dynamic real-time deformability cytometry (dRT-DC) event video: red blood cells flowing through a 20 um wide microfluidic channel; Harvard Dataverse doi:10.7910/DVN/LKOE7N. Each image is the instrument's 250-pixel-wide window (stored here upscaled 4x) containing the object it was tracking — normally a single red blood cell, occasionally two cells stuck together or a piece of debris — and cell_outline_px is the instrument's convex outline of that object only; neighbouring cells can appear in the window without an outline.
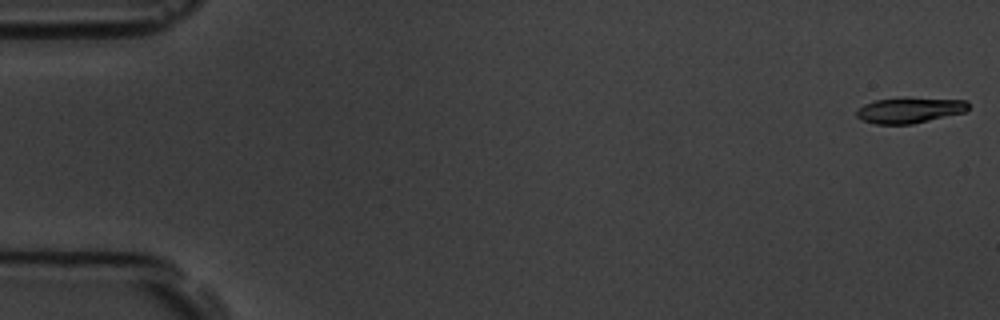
{"species": "common noctule bat (a hibernating species)", "species_latin": "Nyctalus noctula", "temperature_condition": "room temperature", "stored_images_in_passage": 5, "camera_frame_rate_fps": 3000, "um_per_image_px": 0.085, "animal": {"sex": "male", "body_mass_g": 19.5, "forearm_length_mm": 54.6}, "frame": {"image": 1, "passage_image": 1, "time_ms": 0.0, "image_size_px": [1000, 320], "cell_outline_px": [[968, 108], [964, 112], [912, 124], [876, 124], [860, 120], [856, 116], [856, 112], [864, 104], [876, 100], [904, 96], [968, 100]], "centroid_in_image_um": [77.31, 9.34], "position_along_channel_um": 7.7, "area_um2": 17.05}}
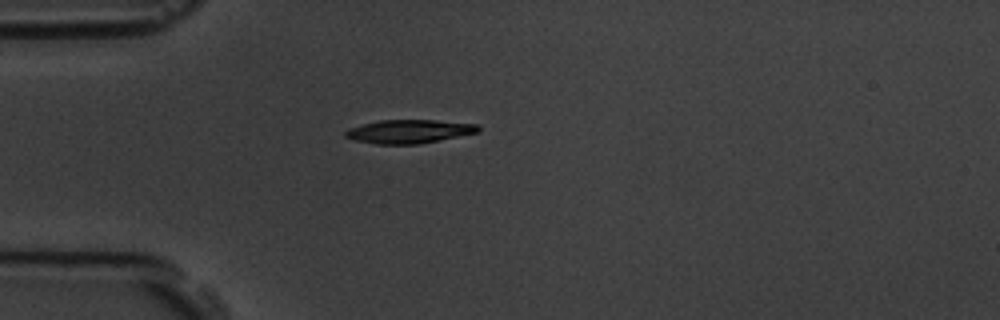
{"frame": {"image": 2, "passage_image": 5, "time_ms": 4.667, "image_size_px": [1000, 320], "cell_outline_px": [[480, 132], [416, 144], [376, 144], [352, 140], [344, 136], [344, 132], [348, 128], [380, 120], [436, 120], [476, 124], [480, 128]], "centroid_in_image_um": [34.73, 11.17], "position_along_channel_um": 50.3, "area_um2": 18.15}}